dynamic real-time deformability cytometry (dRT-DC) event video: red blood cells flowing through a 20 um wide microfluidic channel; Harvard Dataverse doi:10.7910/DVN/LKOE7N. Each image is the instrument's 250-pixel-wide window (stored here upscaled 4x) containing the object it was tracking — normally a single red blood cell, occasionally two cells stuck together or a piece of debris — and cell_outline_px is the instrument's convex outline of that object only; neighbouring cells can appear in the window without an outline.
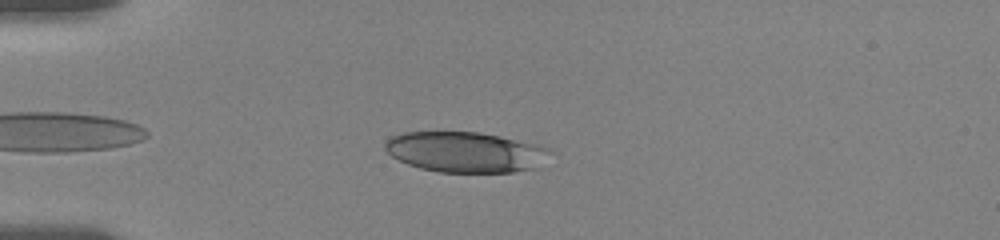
{"species": "human", "species_latin": "Homo sapiens", "temperature_condition": "room temperature", "stored_images_in_passage": 39, "camera_frame_rate_fps": 3000, "um_per_image_px": 0.085, "donor": {"sex": "female"}, "frame": {"image": 1, "passage_image": 5, "time_ms": 1.333, "image_size_px": [1000, 240], "cell_outline_px": [[552, 148], [536, 168], [512, 172], [440, 172], [420, 168], [408, 164], [392, 156], [384, 148], [384, 144], [392, 136], [404, 132], [480, 132], [540, 144]], "centroid_in_image_um": [39.56, 12.91], "position_along_channel_um": 45.4, "area_um2": 38.78}}
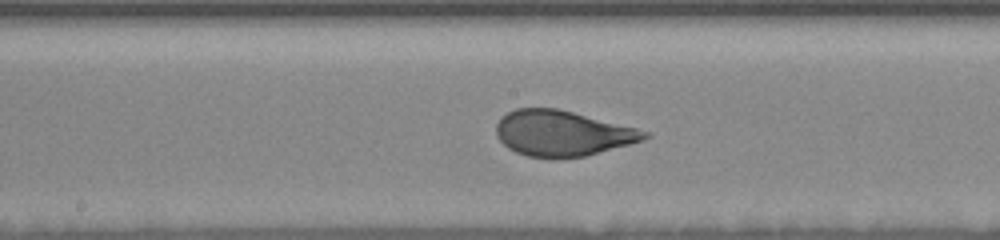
{"frame": {"image": 2, "passage_image": 20, "time_ms": 6.333, "image_size_px": [1000, 240], "cell_outline_px": [[652, 136], [644, 140], [632, 144], [584, 156], [552, 160], [528, 156], [516, 152], [508, 148], [496, 136], [496, 124], [500, 116], [516, 108], [556, 108], [636, 128], [648, 132]], "centroid_in_image_um": [47.78, 11.35], "position_along_channel_um": 200.4, "area_um2": 39.59}}
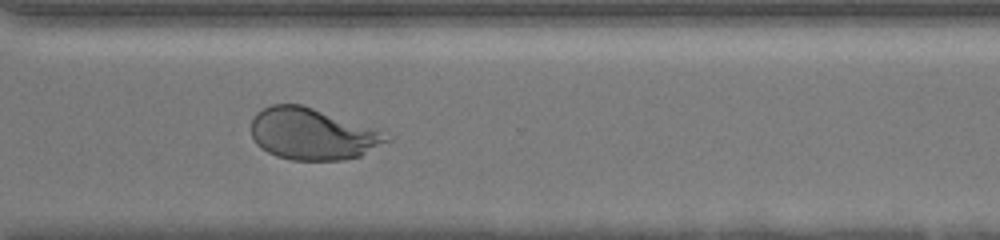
{"frame": {"image": 3, "passage_image": 32, "time_ms": 10.333, "image_size_px": [1000, 240], "cell_outline_px": [[392, 140], [360, 156], [344, 160], [292, 160], [276, 156], [260, 148], [256, 144], [252, 136], [252, 120], [256, 112], [272, 104], [300, 104], [380, 128]], "centroid_in_image_um": [26.6, 11.38], "position_along_channel_um": 344.0, "area_um2": 41.15}, "authors_computed_cell_mechanics": {"area_um2": 39.8242, "velocity_mm_per_s": 3.6039, "shape_relaxation_time_tau1_ms": 3.8649, "shape_relaxation_time_tau2_ms": null, "deformation_change_tau1": 0.1733, "deformation_change_tau2": null}}